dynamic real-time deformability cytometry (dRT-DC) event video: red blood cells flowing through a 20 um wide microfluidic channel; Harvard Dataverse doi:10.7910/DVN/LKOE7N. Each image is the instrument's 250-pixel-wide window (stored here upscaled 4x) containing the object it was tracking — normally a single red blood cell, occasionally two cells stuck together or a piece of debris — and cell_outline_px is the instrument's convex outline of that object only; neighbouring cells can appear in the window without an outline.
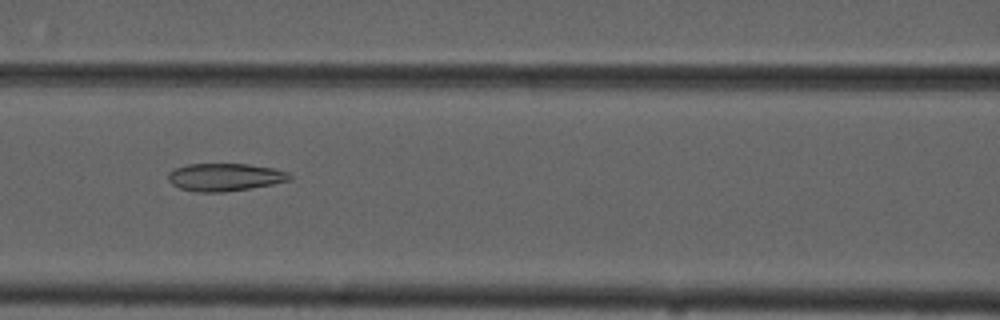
{"species": "common noctule bat (a hibernating species)", "species_latin": "Nyctalus noctula", "temperature_condition": "cold", "stored_images_in_passage": 55, "camera_frame_rate_fps": 3000, "um_per_image_px": 0.085, "animal": {"sex": "male", "forearm_length_mm": 52.5}, "frame": {"image": 1, "passage_image": 24, "time_ms": 7.667, "image_size_px": [1000, 320], "cell_outline_px": [[292, 180], [272, 184], [224, 192], [196, 192], [180, 188], [172, 184], [168, 180], [168, 172], [176, 168], [188, 164], [248, 164], [272, 168], [288, 172], [292, 176]], "centroid_in_image_um": [19.11, 15.05], "position_along_channel_um": 147.5, "area_um2": 19.54}}
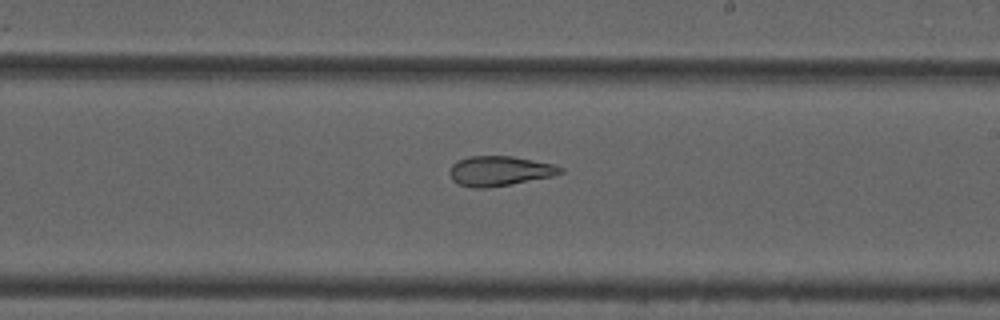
{"frame": {"image": 2, "passage_image": 32, "time_ms": 10.333, "image_size_px": [1000, 320], "cell_outline_px": [[564, 172], [552, 176], [512, 184], [488, 188], [472, 188], [460, 184], [452, 180], [448, 172], [452, 164], [468, 156], [512, 156], [556, 164], [564, 168]], "centroid_in_image_um": [42.48, 14.53], "position_along_channel_um": 246.5, "area_um2": 19.42}}
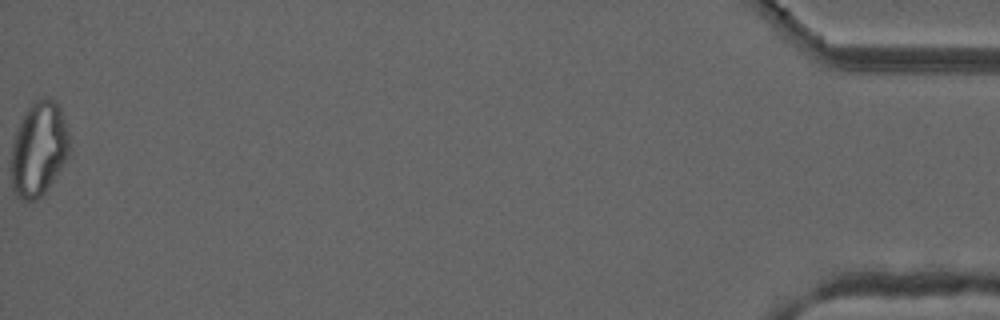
{"frame": {"image": 3, "passage_image": 55, "time_ms": 18.0, "image_size_px": [1000, 320], "cell_outline_px": [[68, 152], [64, 160], [52, 180], [44, 192], [36, 200], [24, 200], [16, 196], [12, 184], [12, 144], [16, 132], [28, 108], [32, 104], [44, 96], [52, 96], [56, 100], [60, 108], [64, 120], [68, 136]], "centroid_in_image_um": [3.28, 12.63], "position_along_channel_um": 431.9, "area_um2": 31.1}, "authors_computed_cell_mechanics": {"area_um2": 24.7962, "velocity_mm_per_s": 3.7268, "shape_relaxation_time_tau1_ms": null, "shape_relaxation_time_tau2_ms": 2.4423, "deformation_change_tau1": null, "deformation_change_tau2": 0.1061}}